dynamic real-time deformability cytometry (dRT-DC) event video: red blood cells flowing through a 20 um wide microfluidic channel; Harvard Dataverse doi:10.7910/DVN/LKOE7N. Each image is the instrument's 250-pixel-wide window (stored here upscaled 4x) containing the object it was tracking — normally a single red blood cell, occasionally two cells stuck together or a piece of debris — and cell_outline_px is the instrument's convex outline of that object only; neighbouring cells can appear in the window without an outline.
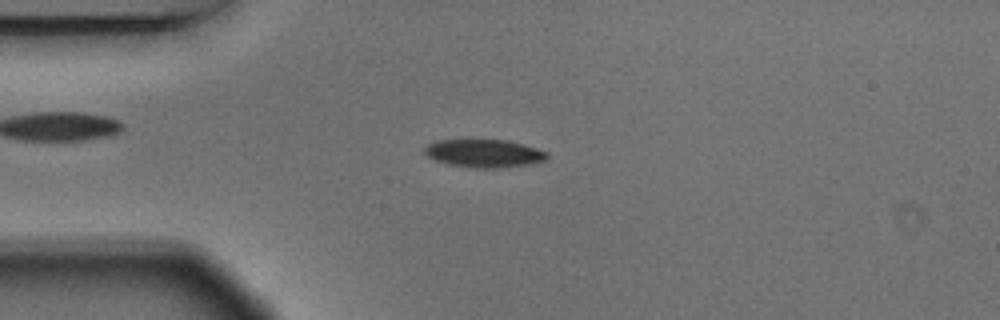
{"species": "Egyptian fruit bat (a non-hibernating species)", "species_latin": "Rousettus aegyptiacus", "temperature_condition": "warm", "stored_images_in_passage": 47, "camera_frame_rate_fps": 3000, "um_per_image_px": 0.085, "animal": {"sex": "male"}, "frame": {"image": 1, "passage_image": 6, "time_ms": 1.667, "image_size_px": [1000, 320], "cell_outline_px": [[548, 156], [544, 160], [528, 164], [496, 168], [476, 168], [448, 164], [436, 160], [428, 156], [424, 152], [424, 148], [428, 144], [436, 140], [508, 140], [524, 144], [548, 152]], "centroid_in_image_um": [41.14, 13.03], "position_along_channel_um": 43.9, "area_um2": 19.83}}
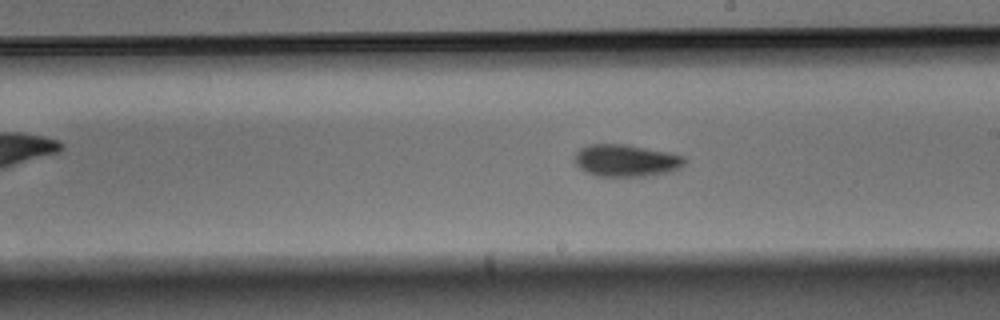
{"frame": {"image": 2, "passage_image": 23, "time_ms": 7.333, "image_size_px": [1000, 320], "cell_outline_px": [[688, 160], [680, 168], [672, 172], [644, 176], [596, 176], [584, 172], [576, 164], [576, 152], [580, 148], [588, 144], [628, 144], [668, 152], [684, 156]], "centroid_in_image_um": [53.24, 13.64], "position_along_channel_um": 235.8, "area_um2": 20.81}}
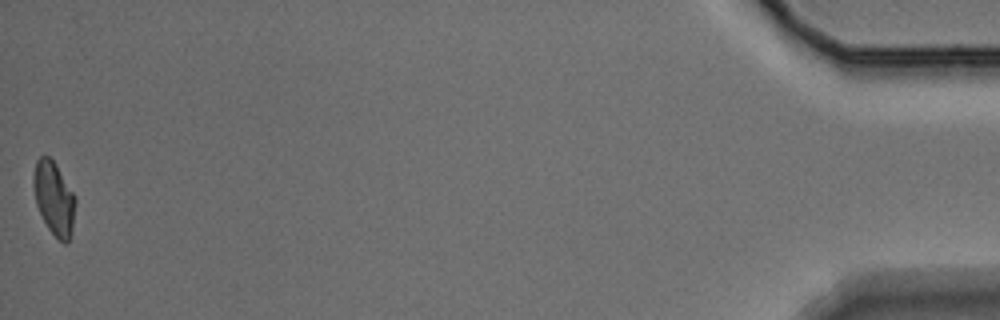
{"frame": {"image": 3, "passage_image": 47, "time_ms": 15.333, "image_size_px": [1000, 320], "cell_outline_px": [[76, 204], [72, 232], [68, 240], [64, 244], [48, 228], [36, 204], [32, 184], [32, 176], [36, 160], [40, 156], [48, 156], [56, 164], [76, 196]], "centroid_in_image_um": [4.59, 16.82], "position_along_channel_um": 430.6, "area_um2": 18.03}, "authors_computed_cell_mechanics": {"area_um2": 19.7098, "velocity_mm_per_s": 3.682, "shape_relaxation_time_tau1_ms": 3.9075, "shape_relaxation_time_tau2_ms": null, "deformation_change_tau1": 0.1291, "deformation_change_tau2": null}}